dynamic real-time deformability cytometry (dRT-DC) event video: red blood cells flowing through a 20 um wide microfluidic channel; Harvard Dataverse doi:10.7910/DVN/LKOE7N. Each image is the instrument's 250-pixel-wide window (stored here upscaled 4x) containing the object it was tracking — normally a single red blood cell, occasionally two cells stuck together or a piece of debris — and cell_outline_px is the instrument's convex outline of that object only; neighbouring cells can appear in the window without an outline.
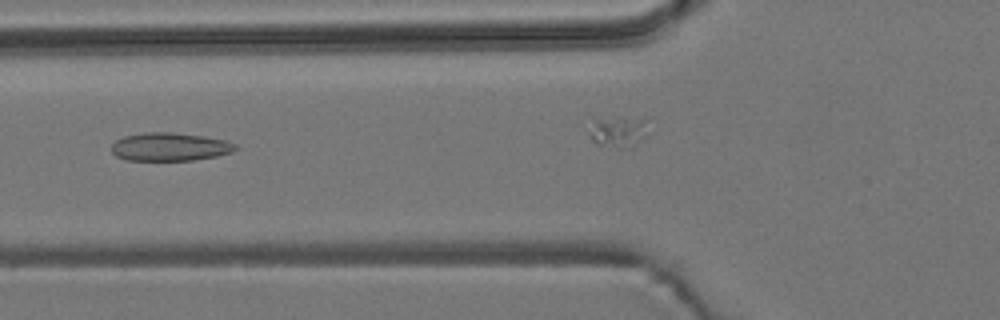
{"species": "common noctule bat (a hibernating species)", "species_latin": "Nyctalus noctula", "temperature_condition": "room temperature", "stored_images_in_passage": 8, "camera_frame_rate_fps": 3000, "um_per_image_px": 0.085, "animal": {"sex": "male", "body_mass_g": 19.2, "forearm_length_mm": 51.8}, "frame": {"image": 1, "passage_image": 5, "time_ms": 6.0, "image_size_px": [1000, 320], "cell_outline_px": [[240, 148], [232, 152], [216, 156], [192, 160], [128, 160], [116, 156], [112, 152], [112, 144], [116, 140], [124, 136], [144, 132], [172, 132], [204, 136], [228, 140], [236, 144]], "centroid_in_image_um": [14.47, 12.47], "position_along_channel_um": 111.3, "area_um2": 20.52}}